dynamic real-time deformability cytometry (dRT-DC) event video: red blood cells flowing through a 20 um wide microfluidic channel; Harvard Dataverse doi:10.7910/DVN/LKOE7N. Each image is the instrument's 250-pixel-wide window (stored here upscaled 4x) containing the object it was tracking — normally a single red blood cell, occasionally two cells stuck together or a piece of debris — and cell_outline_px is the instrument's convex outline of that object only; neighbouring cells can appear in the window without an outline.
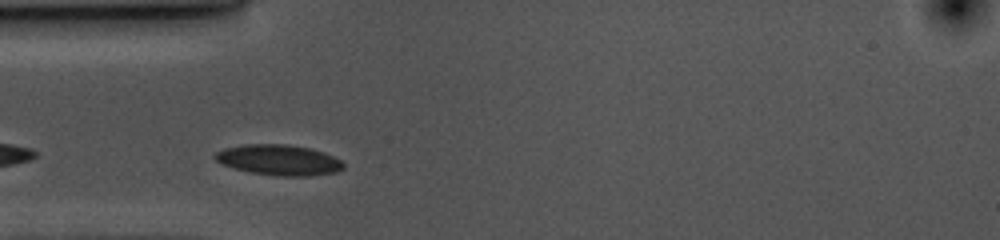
{"species": "common noctule bat (a hibernating species)", "species_latin": "Nyctalus noctula", "temperature_condition": "cold", "stored_images_in_passage": 31, "camera_frame_rate_fps": 3000, "um_per_image_px": 0.085, "animal": {"sex": "female", "body_mass_g": 10.0, "forearm_length_mm": 53.1}, "frame": {"image": 1, "passage_image": 3, "time_ms": 0.667, "image_size_px": [1000, 240], "cell_outline_px": [[344, 168], [336, 172], [308, 176], [276, 176], [248, 172], [224, 164], [216, 160], [212, 156], [216, 152], [224, 148], [244, 144], [288, 144], [308, 148], [324, 152], [340, 160], [344, 164]], "centroid_in_image_um": [23.7, 13.6], "position_along_channel_um": 61.3, "area_um2": 22.83}}
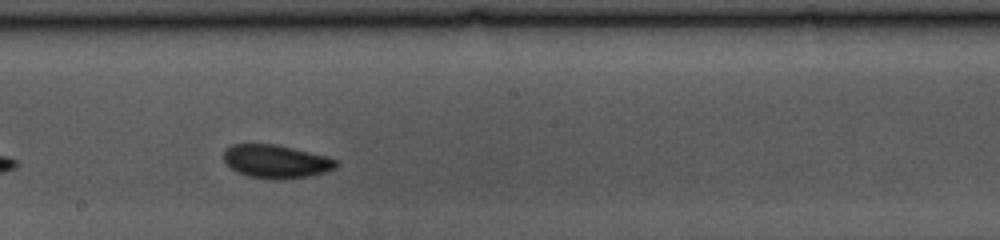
{"frame": {"image": 2, "passage_image": 17, "time_ms": 5.333, "image_size_px": [1000, 240], "cell_outline_px": [[340, 164], [336, 168], [324, 172], [308, 176], [288, 180], [272, 180], [248, 176], [236, 172], [224, 160], [224, 152], [232, 144], [276, 144], [324, 156], [336, 160]], "centroid_in_image_um": [23.47, 13.74], "position_along_channel_um": 224.7, "area_um2": 21.79}}
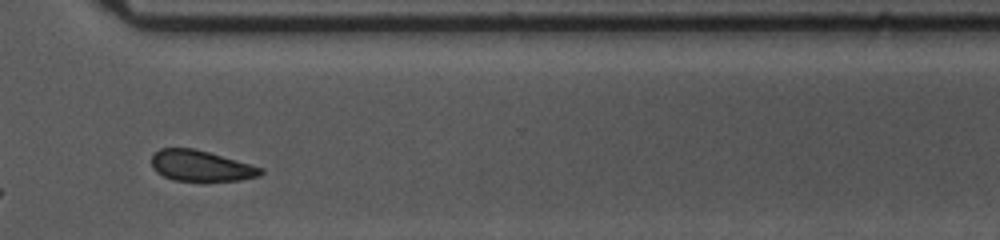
{"frame": {"image": 3, "passage_image": 28, "time_ms": 9.0, "image_size_px": [1000, 240], "cell_outline_px": [[264, 172], [260, 176], [240, 180], [172, 180], [156, 172], [152, 168], [152, 156], [160, 148], [192, 148], [208, 152], [264, 168]], "centroid_in_image_um": [17.07, 14.09], "position_along_channel_um": 353.5, "area_um2": 19.36}, "authors_computed_cell_mechanics": {"area_um2": 21.675, "velocity_mm_per_s": 3.5102, "shape_relaxation_time_tau1_ms": 2.8477, "shape_relaxation_time_tau2_ms": null, "deformation_change_tau1": 0.0579, "deformation_change_tau2": null}}